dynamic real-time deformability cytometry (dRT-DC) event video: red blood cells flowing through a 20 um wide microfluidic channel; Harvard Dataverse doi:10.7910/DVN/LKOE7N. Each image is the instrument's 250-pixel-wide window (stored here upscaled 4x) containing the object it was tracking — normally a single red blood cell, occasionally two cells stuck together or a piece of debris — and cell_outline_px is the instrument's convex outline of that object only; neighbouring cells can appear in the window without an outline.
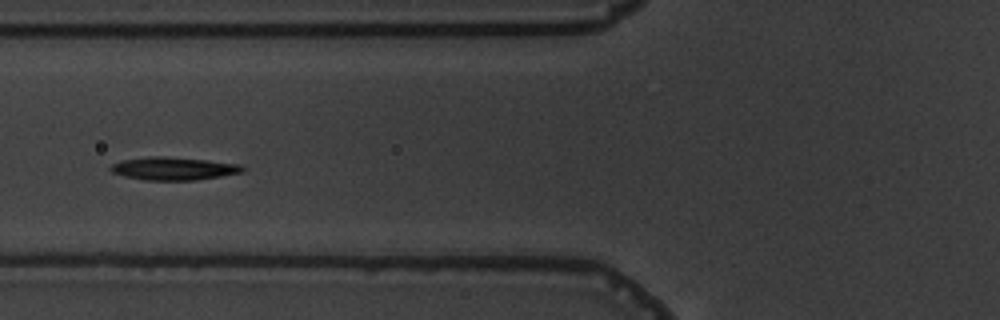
{"species": "common noctule bat (a hibernating species)", "species_latin": "Nyctalus noctula", "temperature_condition": "warm", "stored_images_in_passage": 10, "camera_frame_rate_fps": 3000, "um_per_image_px": 0.085, "animal": {"sex": "male", "body_mass_g": 19.5, "forearm_length_mm": 54.6}, "frame": {"image": 1, "passage_image": 9, "time_ms": 9.333, "image_size_px": [1000, 320], "cell_outline_px": [[244, 172], [196, 180], [144, 180], [124, 176], [112, 172], [108, 168], [112, 164], [120, 160], [148, 156], [164, 156], [204, 160], [240, 164], [244, 168]], "centroid_in_image_um": [14.7, 14.32], "position_along_channel_um": 111.1, "area_um2": 17.63}}